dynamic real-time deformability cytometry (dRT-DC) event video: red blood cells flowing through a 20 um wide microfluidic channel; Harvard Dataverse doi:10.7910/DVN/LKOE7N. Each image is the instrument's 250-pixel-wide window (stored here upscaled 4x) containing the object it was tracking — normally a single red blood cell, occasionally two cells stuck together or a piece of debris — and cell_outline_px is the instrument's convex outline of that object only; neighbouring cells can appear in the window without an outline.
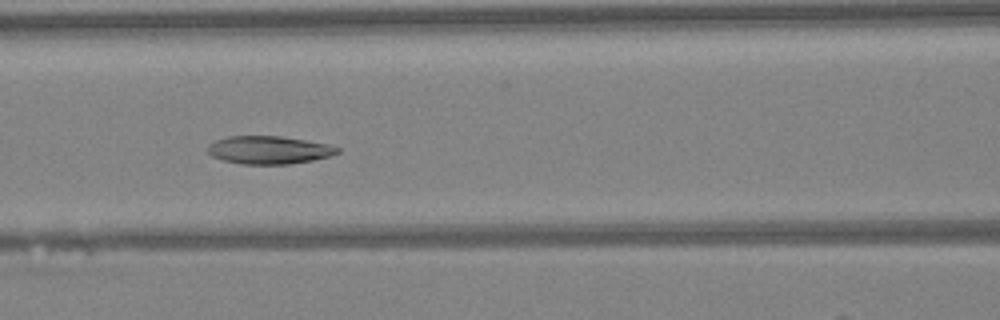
{"species": "Egyptian fruit bat (a non-hibernating species)", "species_latin": "Rousettus aegyptiacus", "temperature_condition": "warm", "stored_images_in_passage": 49, "camera_frame_rate_fps": 3000, "um_per_image_px": 0.085, "animal": {"sex": "female"}, "frame": {"image": 1, "passage_image": 21, "time_ms": 6.667, "image_size_px": [1000, 320], "cell_outline_px": [[340, 152], [332, 156], [312, 160], [288, 164], [240, 164], [224, 160], [212, 156], [208, 152], [208, 144], [216, 140], [228, 136], [280, 136], [328, 144], [340, 148]], "centroid_in_image_um": [22.87, 12.75], "position_along_channel_um": 143.7, "area_um2": 21.1}}
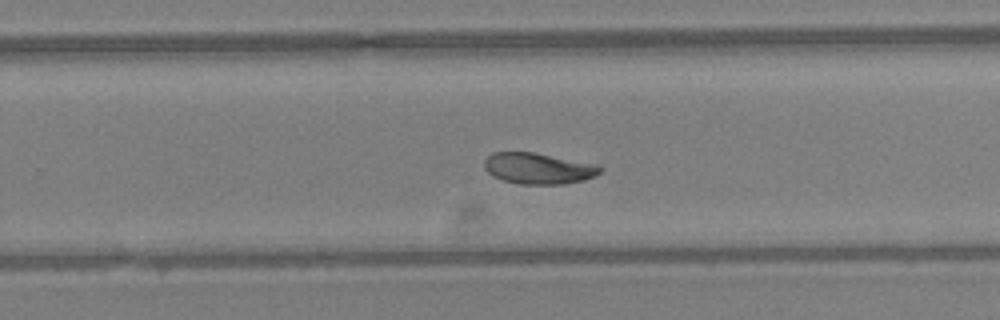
{"frame": {"image": 2, "passage_image": 31, "time_ms": 10.0, "image_size_px": [1000, 320], "cell_outline_px": [[604, 168], [596, 176], [584, 180], [564, 184], [520, 184], [504, 180], [492, 176], [484, 168], [484, 160], [492, 152], [536, 152], [600, 164]], "centroid_in_image_um": [45.81, 14.3], "position_along_channel_um": 284.0, "area_um2": 21.39}}
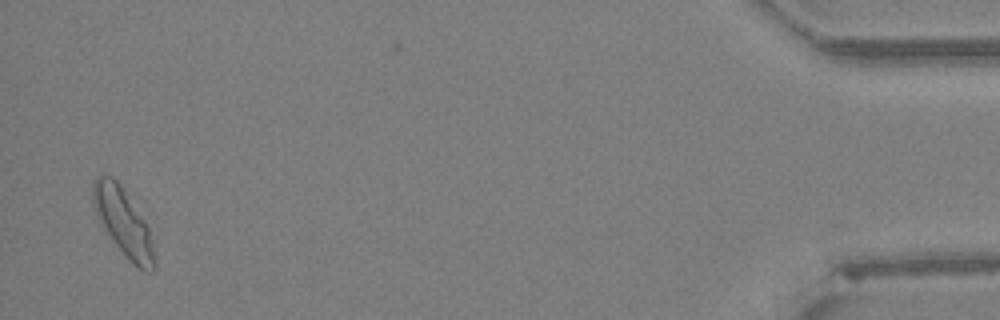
{"frame": {"image": 3, "passage_image": 47, "time_ms": 15.333, "image_size_px": [1000, 320], "cell_outline_px": [[156, 268], [152, 272], [148, 272], [132, 264], [128, 260], [116, 244], [96, 216], [92, 200], [92, 184], [96, 176], [112, 176], [120, 184], [144, 220], [148, 228], [156, 260]], "centroid_in_image_um": [10.47, 18.9], "position_along_channel_um": 424.7, "area_um2": 23.76}, "authors_computed_cell_mechanics": {"area_um2": 21.7906, "velocity_mm_per_s": 4.2406, "shape_relaxation_time_tau1_ms": 4.1264, "shape_relaxation_time_tau2_ms": 9.2899, "deformation_change_tau1": 0.1206, "deformation_change_tau2": 0.1411}}